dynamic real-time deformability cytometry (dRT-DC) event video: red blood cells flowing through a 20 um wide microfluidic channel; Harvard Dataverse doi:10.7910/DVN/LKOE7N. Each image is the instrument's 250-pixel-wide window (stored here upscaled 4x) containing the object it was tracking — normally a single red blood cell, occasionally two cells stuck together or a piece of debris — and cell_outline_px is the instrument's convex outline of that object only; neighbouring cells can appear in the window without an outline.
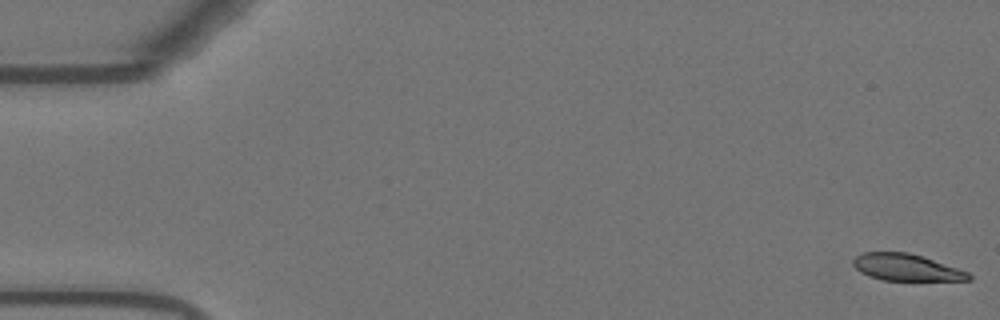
{"species": "Egyptian fruit bat (a non-hibernating species)", "species_latin": "Rousettus aegyptiacus", "temperature_condition": "warm", "stored_images_in_passage": 55, "camera_frame_rate_fps": 3000, "um_per_image_px": 0.085, "animal": {"sex": "female"}, "frame": {"image": 1, "passage_image": 1, "time_ms": 0.0, "image_size_px": [1000, 320], "cell_outline_px": [[972, 280], [884, 280], [868, 276], [860, 272], [852, 264], [852, 260], [856, 256], [864, 252], [908, 252], [968, 272], [972, 276]], "centroid_in_image_um": [76.98, 22.73], "position_along_channel_um": 8.0, "area_um2": 17.74}}
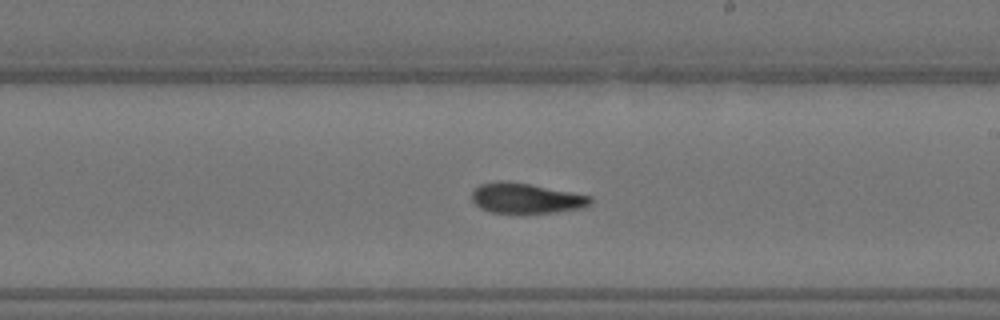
{"frame": {"image": 2, "passage_image": 32, "time_ms": 10.333, "image_size_px": [1000, 320], "cell_outline_px": [[592, 204], [580, 208], [556, 212], [492, 212], [480, 208], [472, 200], [472, 188], [480, 184], [500, 180], [508, 180], [592, 196]], "centroid_in_image_um": [44.69, 16.83], "position_along_channel_um": 244.3, "area_um2": 20.75}}
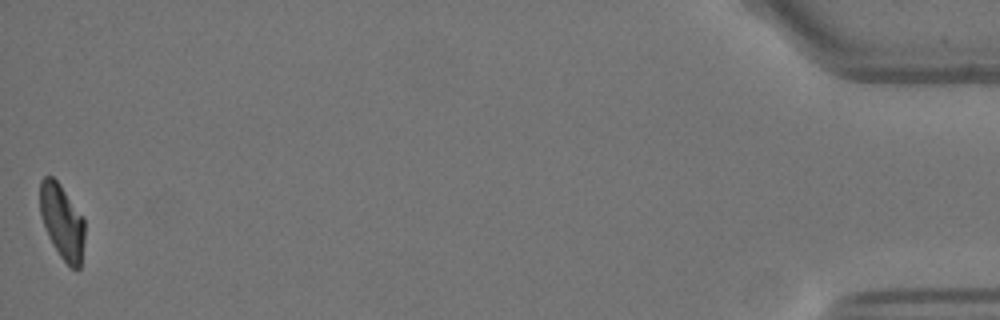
{"frame": {"image": 3, "passage_image": 55, "time_ms": 18.0, "image_size_px": [1000, 320], "cell_outline_px": [[84, 240], [80, 268], [76, 272], [60, 256], [52, 244], [48, 236], [40, 216], [40, 180], [44, 176], [52, 176], [60, 184], [84, 216]], "centroid_in_image_um": [5.28, 18.83], "position_along_channel_um": 429.9, "area_um2": 19.71}, "authors_computed_cell_mechanics": {"area_um2": 20.7502, "velocity_mm_per_s": 3.6711, "shape_relaxation_time_tau1_ms": null, "shape_relaxation_time_tau2_ms": 3.5723, "deformation_change_tau1": null, "deformation_change_tau2": 0.1014}}